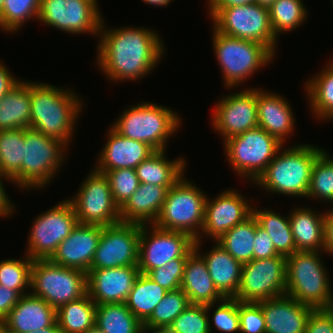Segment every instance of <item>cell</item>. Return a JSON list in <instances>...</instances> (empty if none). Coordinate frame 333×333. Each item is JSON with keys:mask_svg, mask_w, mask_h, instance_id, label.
I'll list each match as a JSON object with an SVG mask.
<instances>
[{"mask_svg": "<svg viewBox=\"0 0 333 333\" xmlns=\"http://www.w3.org/2000/svg\"><path fill=\"white\" fill-rule=\"evenodd\" d=\"M141 224L103 226L90 269L138 266Z\"/></svg>", "mask_w": 333, "mask_h": 333, "instance_id": "cell-17", "label": "cell"}, {"mask_svg": "<svg viewBox=\"0 0 333 333\" xmlns=\"http://www.w3.org/2000/svg\"><path fill=\"white\" fill-rule=\"evenodd\" d=\"M254 2L255 0H206L207 6H238Z\"/></svg>", "mask_w": 333, "mask_h": 333, "instance_id": "cell-55", "label": "cell"}, {"mask_svg": "<svg viewBox=\"0 0 333 333\" xmlns=\"http://www.w3.org/2000/svg\"><path fill=\"white\" fill-rule=\"evenodd\" d=\"M286 257L253 259L242 264L240 284L234 297L240 302H254L286 293Z\"/></svg>", "mask_w": 333, "mask_h": 333, "instance_id": "cell-14", "label": "cell"}, {"mask_svg": "<svg viewBox=\"0 0 333 333\" xmlns=\"http://www.w3.org/2000/svg\"><path fill=\"white\" fill-rule=\"evenodd\" d=\"M303 0H276L269 8L270 22L275 37L289 33L305 23L308 16Z\"/></svg>", "mask_w": 333, "mask_h": 333, "instance_id": "cell-39", "label": "cell"}, {"mask_svg": "<svg viewBox=\"0 0 333 333\" xmlns=\"http://www.w3.org/2000/svg\"><path fill=\"white\" fill-rule=\"evenodd\" d=\"M262 208L258 210L253 206L252 214L256 218L258 225L263 228L274 243L276 252L288 257L296 252V247L289 222V215L282 216L281 213Z\"/></svg>", "mask_w": 333, "mask_h": 333, "instance_id": "cell-35", "label": "cell"}, {"mask_svg": "<svg viewBox=\"0 0 333 333\" xmlns=\"http://www.w3.org/2000/svg\"><path fill=\"white\" fill-rule=\"evenodd\" d=\"M256 218L253 214L228 230L216 242L241 264L253 260Z\"/></svg>", "mask_w": 333, "mask_h": 333, "instance_id": "cell-38", "label": "cell"}, {"mask_svg": "<svg viewBox=\"0 0 333 333\" xmlns=\"http://www.w3.org/2000/svg\"><path fill=\"white\" fill-rule=\"evenodd\" d=\"M106 135L107 142L94 164V169L99 173L114 169H135L155 152L150 145L124 137L111 126Z\"/></svg>", "mask_w": 333, "mask_h": 333, "instance_id": "cell-22", "label": "cell"}, {"mask_svg": "<svg viewBox=\"0 0 333 333\" xmlns=\"http://www.w3.org/2000/svg\"><path fill=\"white\" fill-rule=\"evenodd\" d=\"M24 129L0 130V173L21 188Z\"/></svg>", "mask_w": 333, "mask_h": 333, "instance_id": "cell-37", "label": "cell"}, {"mask_svg": "<svg viewBox=\"0 0 333 333\" xmlns=\"http://www.w3.org/2000/svg\"><path fill=\"white\" fill-rule=\"evenodd\" d=\"M291 103L279 93L257 88L258 126L282 144L295 130V116Z\"/></svg>", "mask_w": 333, "mask_h": 333, "instance_id": "cell-25", "label": "cell"}, {"mask_svg": "<svg viewBox=\"0 0 333 333\" xmlns=\"http://www.w3.org/2000/svg\"><path fill=\"white\" fill-rule=\"evenodd\" d=\"M329 155L324 149L314 161L307 198L333 204V157Z\"/></svg>", "mask_w": 333, "mask_h": 333, "instance_id": "cell-41", "label": "cell"}, {"mask_svg": "<svg viewBox=\"0 0 333 333\" xmlns=\"http://www.w3.org/2000/svg\"><path fill=\"white\" fill-rule=\"evenodd\" d=\"M166 152L156 150L135 168L140 183L173 186L185 174L186 160L180 156L169 160Z\"/></svg>", "mask_w": 333, "mask_h": 333, "instance_id": "cell-30", "label": "cell"}, {"mask_svg": "<svg viewBox=\"0 0 333 333\" xmlns=\"http://www.w3.org/2000/svg\"><path fill=\"white\" fill-rule=\"evenodd\" d=\"M169 333L167 330L143 328L141 333Z\"/></svg>", "mask_w": 333, "mask_h": 333, "instance_id": "cell-59", "label": "cell"}, {"mask_svg": "<svg viewBox=\"0 0 333 333\" xmlns=\"http://www.w3.org/2000/svg\"><path fill=\"white\" fill-rule=\"evenodd\" d=\"M190 305L188 296L177 289L168 291L143 323V328L167 330L171 323Z\"/></svg>", "mask_w": 333, "mask_h": 333, "instance_id": "cell-40", "label": "cell"}, {"mask_svg": "<svg viewBox=\"0 0 333 333\" xmlns=\"http://www.w3.org/2000/svg\"><path fill=\"white\" fill-rule=\"evenodd\" d=\"M274 256H280L274 248L268 233L258 225L256 220V235L254 240L253 259H266Z\"/></svg>", "mask_w": 333, "mask_h": 333, "instance_id": "cell-50", "label": "cell"}, {"mask_svg": "<svg viewBox=\"0 0 333 333\" xmlns=\"http://www.w3.org/2000/svg\"><path fill=\"white\" fill-rule=\"evenodd\" d=\"M206 195L185 174L168 190L160 214L154 225L158 228L180 231L197 240L204 223Z\"/></svg>", "mask_w": 333, "mask_h": 333, "instance_id": "cell-8", "label": "cell"}, {"mask_svg": "<svg viewBox=\"0 0 333 333\" xmlns=\"http://www.w3.org/2000/svg\"><path fill=\"white\" fill-rule=\"evenodd\" d=\"M97 0H41L38 21L69 34L97 36L102 18Z\"/></svg>", "mask_w": 333, "mask_h": 333, "instance_id": "cell-15", "label": "cell"}, {"mask_svg": "<svg viewBox=\"0 0 333 333\" xmlns=\"http://www.w3.org/2000/svg\"><path fill=\"white\" fill-rule=\"evenodd\" d=\"M105 23L104 20L101 22L96 45V65L100 71L111 83L147 77L165 53L161 36L149 27L120 26L109 29Z\"/></svg>", "mask_w": 333, "mask_h": 333, "instance_id": "cell-1", "label": "cell"}, {"mask_svg": "<svg viewBox=\"0 0 333 333\" xmlns=\"http://www.w3.org/2000/svg\"><path fill=\"white\" fill-rule=\"evenodd\" d=\"M20 80L0 60V99Z\"/></svg>", "mask_w": 333, "mask_h": 333, "instance_id": "cell-53", "label": "cell"}, {"mask_svg": "<svg viewBox=\"0 0 333 333\" xmlns=\"http://www.w3.org/2000/svg\"><path fill=\"white\" fill-rule=\"evenodd\" d=\"M28 234L26 254L33 260L50 259L58 245L70 235L78 224L73 205L69 199L58 202L36 216Z\"/></svg>", "mask_w": 333, "mask_h": 333, "instance_id": "cell-12", "label": "cell"}, {"mask_svg": "<svg viewBox=\"0 0 333 333\" xmlns=\"http://www.w3.org/2000/svg\"><path fill=\"white\" fill-rule=\"evenodd\" d=\"M329 210V211H328ZM325 211L324 233H325V252L326 255H333V210L328 208Z\"/></svg>", "mask_w": 333, "mask_h": 333, "instance_id": "cell-54", "label": "cell"}, {"mask_svg": "<svg viewBox=\"0 0 333 333\" xmlns=\"http://www.w3.org/2000/svg\"><path fill=\"white\" fill-rule=\"evenodd\" d=\"M4 0H0V9L3 6Z\"/></svg>", "mask_w": 333, "mask_h": 333, "instance_id": "cell-61", "label": "cell"}, {"mask_svg": "<svg viewBox=\"0 0 333 333\" xmlns=\"http://www.w3.org/2000/svg\"><path fill=\"white\" fill-rule=\"evenodd\" d=\"M86 176L75 197L69 198L78 223L110 226L121 222L120 208L114 202L105 174L93 167Z\"/></svg>", "mask_w": 333, "mask_h": 333, "instance_id": "cell-13", "label": "cell"}, {"mask_svg": "<svg viewBox=\"0 0 333 333\" xmlns=\"http://www.w3.org/2000/svg\"><path fill=\"white\" fill-rule=\"evenodd\" d=\"M171 187L140 183L136 192L120 208L121 222L154 224Z\"/></svg>", "mask_w": 333, "mask_h": 333, "instance_id": "cell-27", "label": "cell"}, {"mask_svg": "<svg viewBox=\"0 0 333 333\" xmlns=\"http://www.w3.org/2000/svg\"><path fill=\"white\" fill-rule=\"evenodd\" d=\"M57 321L56 309L43 298L31 293L22 295L3 319V333H30L52 326Z\"/></svg>", "mask_w": 333, "mask_h": 333, "instance_id": "cell-24", "label": "cell"}, {"mask_svg": "<svg viewBox=\"0 0 333 333\" xmlns=\"http://www.w3.org/2000/svg\"><path fill=\"white\" fill-rule=\"evenodd\" d=\"M331 59L327 67L304 83L312 115L324 122L333 120V56Z\"/></svg>", "mask_w": 333, "mask_h": 333, "instance_id": "cell-32", "label": "cell"}, {"mask_svg": "<svg viewBox=\"0 0 333 333\" xmlns=\"http://www.w3.org/2000/svg\"><path fill=\"white\" fill-rule=\"evenodd\" d=\"M265 318L266 333H304L314 310L287 294L257 302Z\"/></svg>", "mask_w": 333, "mask_h": 333, "instance_id": "cell-23", "label": "cell"}, {"mask_svg": "<svg viewBox=\"0 0 333 333\" xmlns=\"http://www.w3.org/2000/svg\"><path fill=\"white\" fill-rule=\"evenodd\" d=\"M252 215V203L237 190L227 189L214 199L206 201L202 232L197 240L210 237L218 240L228 230L242 223ZM206 236V237H205Z\"/></svg>", "mask_w": 333, "mask_h": 333, "instance_id": "cell-19", "label": "cell"}, {"mask_svg": "<svg viewBox=\"0 0 333 333\" xmlns=\"http://www.w3.org/2000/svg\"><path fill=\"white\" fill-rule=\"evenodd\" d=\"M308 207L290 211L289 222L296 251H325L324 213Z\"/></svg>", "mask_w": 333, "mask_h": 333, "instance_id": "cell-29", "label": "cell"}, {"mask_svg": "<svg viewBox=\"0 0 333 333\" xmlns=\"http://www.w3.org/2000/svg\"><path fill=\"white\" fill-rule=\"evenodd\" d=\"M104 174L109 180L114 202L121 208L138 189L140 182L136 171L133 168L114 169Z\"/></svg>", "mask_w": 333, "mask_h": 333, "instance_id": "cell-46", "label": "cell"}, {"mask_svg": "<svg viewBox=\"0 0 333 333\" xmlns=\"http://www.w3.org/2000/svg\"><path fill=\"white\" fill-rule=\"evenodd\" d=\"M85 333H105V332L100 330L98 327L94 326L89 330H87Z\"/></svg>", "mask_w": 333, "mask_h": 333, "instance_id": "cell-60", "label": "cell"}, {"mask_svg": "<svg viewBox=\"0 0 333 333\" xmlns=\"http://www.w3.org/2000/svg\"><path fill=\"white\" fill-rule=\"evenodd\" d=\"M283 146L284 144L259 126L223 142L226 158L233 171L253 183Z\"/></svg>", "mask_w": 333, "mask_h": 333, "instance_id": "cell-10", "label": "cell"}, {"mask_svg": "<svg viewBox=\"0 0 333 333\" xmlns=\"http://www.w3.org/2000/svg\"><path fill=\"white\" fill-rule=\"evenodd\" d=\"M325 251H296L286 257V293L299 303L316 309L333 308V291ZM322 255V256H320ZM330 280V281H329Z\"/></svg>", "mask_w": 333, "mask_h": 333, "instance_id": "cell-4", "label": "cell"}, {"mask_svg": "<svg viewBox=\"0 0 333 333\" xmlns=\"http://www.w3.org/2000/svg\"><path fill=\"white\" fill-rule=\"evenodd\" d=\"M139 274L138 266L90 269L87 293L96 305L125 303Z\"/></svg>", "mask_w": 333, "mask_h": 333, "instance_id": "cell-20", "label": "cell"}, {"mask_svg": "<svg viewBox=\"0 0 333 333\" xmlns=\"http://www.w3.org/2000/svg\"><path fill=\"white\" fill-rule=\"evenodd\" d=\"M95 326L105 333H141L143 329L125 303L96 305Z\"/></svg>", "mask_w": 333, "mask_h": 333, "instance_id": "cell-36", "label": "cell"}, {"mask_svg": "<svg viewBox=\"0 0 333 333\" xmlns=\"http://www.w3.org/2000/svg\"><path fill=\"white\" fill-rule=\"evenodd\" d=\"M215 246L201 254V240H195L194 250L206 262L208 273L218 292L224 298H234L240 284L242 264L234 259L216 241Z\"/></svg>", "mask_w": 333, "mask_h": 333, "instance_id": "cell-26", "label": "cell"}, {"mask_svg": "<svg viewBox=\"0 0 333 333\" xmlns=\"http://www.w3.org/2000/svg\"><path fill=\"white\" fill-rule=\"evenodd\" d=\"M194 242L195 239L185 232L161 229L154 224L142 225L138 259L140 273L147 274L176 258H187L194 251Z\"/></svg>", "mask_w": 333, "mask_h": 333, "instance_id": "cell-16", "label": "cell"}, {"mask_svg": "<svg viewBox=\"0 0 333 333\" xmlns=\"http://www.w3.org/2000/svg\"><path fill=\"white\" fill-rule=\"evenodd\" d=\"M1 327H2V321L0 320V331H1Z\"/></svg>", "mask_w": 333, "mask_h": 333, "instance_id": "cell-62", "label": "cell"}, {"mask_svg": "<svg viewBox=\"0 0 333 333\" xmlns=\"http://www.w3.org/2000/svg\"><path fill=\"white\" fill-rule=\"evenodd\" d=\"M30 333H61V330H60L59 325L56 321L52 326L40 329L38 331H32Z\"/></svg>", "mask_w": 333, "mask_h": 333, "instance_id": "cell-56", "label": "cell"}, {"mask_svg": "<svg viewBox=\"0 0 333 333\" xmlns=\"http://www.w3.org/2000/svg\"><path fill=\"white\" fill-rule=\"evenodd\" d=\"M167 292L146 274L140 273L125 301V305L143 324Z\"/></svg>", "mask_w": 333, "mask_h": 333, "instance_id": "cell-34", "label": "cell"}, {"mask_svg": "<svg viewBox=\"0 0 333 333\" xmlns=\"http://www.w3.org/2000/svg\"><path fill=\"white\" fill-rule=\"evenodd\" d=\"M30 80L22 79L0 99V130L30 127Z\"/></svg>", "mask_w": 333, "mask_h": 333, "instance_id": "cell-31", "label": "cell"}, {"mask_svg": "<svg viewBox=\"0 0 333 333\" xmlns=\"http://www.w3.org/2000/svg\"><path fill=\"white\" fill-rule=\"evenodd\" d=\"M207 10L218 32L258 42L276 55L278 39L274 35L267 7L254 2L238 6H208Z\"/></svg>", "mask_w": 333, "mask_h": 333, "instance_id": "cell-7", "label": "cell"}, {"mask_svg": "<svg viewBox=\"0 0 333 333\" xmlns=\"http://www.w3.org/2000/svg\"><path fill=\"white\" fill-rule=\"evenodd\" d=\"M181 289L190 304H212L224 297L216 289L204 259L194 250L186 259Z\"/></svg>", "mask_w": 333, "mask_h": 333, "instance_id": "cell-28", "label": "cell"}, {"mask_svg": "<svg viewBox=\"0 0 333 333\" xmlns=\"http://www.w3.org/2000/svg\"><path fill=\"white\" fill-rule=\"evenodd\" d=\"M219 99L212 116V127L223 142L258 126L257 88L240 89Z\"/></svg>", "mask_w": 333, "mask_h": 333, "instance_id": "cell-18", "label": "cell"}, {"mask_svg": "<svg viewBox=\"0 0 333 333\" xmlns=\"http://www.w3.org/2000/svg\"><path fill=\"white\" fill-rule=\"evenodd\" d=\"M33 261L27 254L22 259L0 261V285L17 291L21 296L29 294Z\"/></svg>", "mask_w": 333, "mask_h": 333, "instance_id": "cell-43", "label": "cell"}, {"mask_svg": "<svg viewBox=\"0 0 333 333\" xmlns=\"http://www.w3.org/2000/svg\"><path fill=\"white\" fill-rule=\"evenodd\" d=\"M276 0H255V3L260 4L261 6L269 8Z\"/></svg>", "mask_w": 333, "mask_h": 333, "instance_id": "cell-58", "label": "cell"}, {"mask_svg": "<svg viewBox=\"0 0 333 333\" xmlns=\"http://www.w3.org/2000/svg\"><path fill=\"white\" fill-rule=\"evenodd\" d=\"M283 148L254 185L275 195L307 198L313 163L324 148L307 143Z\"/></svg>", "mask_w": 333, "mask_h": 333, "instance_id": "cell-3", "label": "cell"}, {"mask_svg": "<svg viewBox=\"0 0 333 333\" xmlns=\"http://www.w3.org/2000/svg\"><path fill=\"white\" fill-rule=\"evenodd\" d=\"M87 273L63 267L50 259H36L31 266L30 293L56 310L87 294Z\"/></svg>", "mask_w": 333, "mask_h": 333, "instance_id": "cell-11", "label": "cell"}, {"mask_svg": "<svg viewBox=\"0 0 333 333\" xmlns=\"http://www.w3.org/2000/svg\"><path fill=\"white\" fill-rule=\"evenodd\" d=\"M206 305L190 304L168 327L169 333H210Z\"/></svg>", "mask_w": 333, "mask_h": 333, "instance_id": "cell-45", "label": "cell"}, {"mask_svg": "<svg viewBox=\"0 0 333 333\" xmlns=\"http://www.w3.org/2000/svg\"><path fill=\"white\" fill-rule=\"evenodd\" d=\"M239 333H266L265 318L258 303L238 301Z\"/></svg>", "mask_w": 333, "mask_h": 333, "instance_id": "cell-48", "label": "cell"}, {"mask_svg": "<svg viewBox=\"0 0 333 333\" xmlns=\"http://www.w3.org/2000/svg\"><path fill=\"white\" fill-rule=\"evenodd\" d=\"M67 148L58 139L45 136L30 127L25 128L21 190L45 189V185L52 182L66 161Z\"/></svg>", "mask_w": 333, "mask_h": 333, "instance_id": "cell-9", "label": "cell"}, {"mask_svg": "<svg viewBox=\"0 0 333 333\" xmlns=\"http://www.w3.org/2000/svg\"><path fill=\"white\" fill-rule=\"evenodd\" d=\"M103 226L78 223L59 245L50 260L63 267L88 273L98 247Z\"/></svg>", "mask_w": 333, "mask_h": 333, "instance_id": "cell-21", "label": "cell"}, {"mask_svg": "<svg viewBox=\"0 0 333 333\" xmlns=\"http://www.w3.org/2000/svg\"><path fill=\"white\" fill-rule=\"evenodd\" d=\"M171 109L145 100L125 109L111 127L124 137L150 145L155 151L167 150L168 140L182 122Z\"/></svg>", "mask_w": 333, "mask_h": 333, "instance_id": "cell-5", "label": "cell"}, {"mask_svg": "<svg viewBox=\"0 0 333 333\" xmlns=\"http://www.w3.org/2000/svg\"><path fill=\"white\" fill-rule=\"evenodd\" d=\"M21 295L10 288L0 285V320L9 314L12 308L18 303Z\"/></svg>", "mask_w": 333, "mask_h": 333, "instance_id": "cell-51", "label": "cell"}, {"mask_svg": "<svg viewBox=\"0 0 333 333\" xmlns=\"http://www.w3.org/2000/svg\"><path fill=\"white\" fill-rule=\"evenodd\" d=\"M40 2L41 0H4L0 9V30L15 34L27 20H38Z\"/></svg>", "mask_w": 333, "mask_h": 333, "instance_id": "cell-42", "label": "cell"}, {"mask_svg": "<svg viewBox=\"0 0 333 333\" xmlns=\"http://www.w3.org/2000/svg\"><path fill=\"white\" fill-rule=\"evenodd\" d=\"M186 259H173L164 266L149 271L146 275L166 291L180 289Z\"/></svg>", "mask_w": 333, "mask_h": 333, "instance_id": "cell-47", "label": "cell"}, {"mask_svg": "<svg viewBox=\"0 0 333 333\" xmlns=\"http://www.w3.org/2000/svg\"><path fill=\"white\" fill-rule=\"evenodd\" d=\"M217 305L216 307L214 305ZM214 308L213 315L210 319L209 316V330L212 333V324L214 327L223 333H237L240 332V321L238 314V300L235 298H224L223 300L207 304L206 309L209 311Z\"/></svg>", "mask_w": 333, "mask_h": 333, "instance_id": "cell-44", "label": "cell"}, {"mask_svg": "<svg viewBox=\"0 0 333 333\" xmlns=\"http://www.w3.org/2000/svg\"><path fill=\"white\" fill-rule=\"evenodd\" d=\"M2 179H5L6 181H10V183H12V180L3 175L2 173H0V217H7L9 218V216L12 215V213H14L13 210L14 209V203L12 202V200H10V198L8 197L7 193H6V189H4V184L2 181Z\"/></svg>", "mask_w": 333, "mask_h": 333, "instance_id": "cell-52", "label": "cell"}, {"mask_svg": "<svg viewBox=\"0 0 333 333\" xmlns=\"http://www.w3.org/2000/svg\"><path fill=\"white\" fill-rule=\"evenodd\" d=\"M30 98V128L60 140L69 149L76 122L84 109L82 105H85L81 98L73 89L31 80Z\"/></svg>", "mask_w": 333, "mask_h": 333, "instance_id": "cell-2", "label": "cell"}, {"mask_svg": "<svg viewBox=\"0 0 333 333\" xmlns=\"http://www.w3.org/2000/svg\"><path fill=\"white\" fill-rule=\"evenodd\" d=\"M212 36L215 57L224 79L222 83L227 89L239 87L276 57L258 42L224 35L214 27Z\"/></svg>", "mask_w": 333, "mask_h": 333, "instance_id": "cell-6", "label": "cell"}, {"mask_svg": "<svg viewBox=\"0 0 333 333\" xmlns=\"http://www.w3.org/2000/svg\"><path fill=\"white\" fill-rule=\"evenodd\" d=\"M304 333H333V308L313 310Z\"/></svg>", "mask_w": 333, "mask_h": 333, "instance_id": "cell-49", "label": "cell"}, {"mask_svg": "<svg viewBox=\"0 0 333 333\" xmlns=\"http://www.w3.org/2000/svg\"><path fill=\"white\" fill-rule=\"evenodd\" d=\"M145 4H150L156 7H163V6H168V4H170V2L174 1V0H142Z\"/></svg>", "mask_w": 333, "mask_h": 333, "instance_id": "cell-57", "label": "cell"}, {"mask_svg": "<svg viewBox=\"0 0 333 333\" xmlns=\"http://www.w3.org/2000/svg\"><path fill=\"white\" fill-rule=\"evenodd\" d=\"M56 317L61 333H85L95 326L96 304L87 293L61 305L56 310Z\"/></svg>", "mask_w": 333, "mask_h": 333, "instance_id": "cell-33", "label": "cell"}]
</instances>
